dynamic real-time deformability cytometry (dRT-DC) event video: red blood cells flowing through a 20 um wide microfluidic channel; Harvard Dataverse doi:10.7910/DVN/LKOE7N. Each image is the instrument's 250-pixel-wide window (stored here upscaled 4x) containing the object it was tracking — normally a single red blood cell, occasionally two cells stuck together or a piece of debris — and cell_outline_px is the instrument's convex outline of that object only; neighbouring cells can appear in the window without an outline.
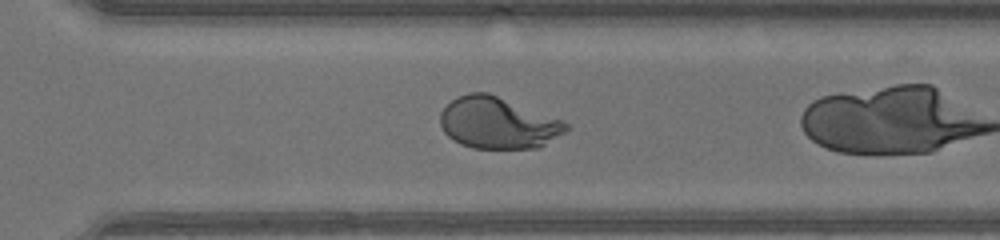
{"species": "human", "species_latin": "Homo sapiens", "temperature_condition": "warm", "stored_images_in_passage": 20, "camera_frame_rate_fps": 3000, "um_per_image_px": 0.085, "donor": {"sex": "male"}, "frame": {"image": 1, "passage_image": 17, "time_ms": 5.333, "image_size_px": [1000, 240], "cell_outline_px": [[568, 128], [564, 132], [540, 148], [472, 148], [460, 144], [452, 140], [444, 132], [440, 124], [440, 112], [456, 96], [468, 92], [488, 92], [564, 120], [568, 124]], "centroid_in_image_um": [42.31, 10.44], "position_along_channel_um": 328.3, "area_um2": 37.97}}